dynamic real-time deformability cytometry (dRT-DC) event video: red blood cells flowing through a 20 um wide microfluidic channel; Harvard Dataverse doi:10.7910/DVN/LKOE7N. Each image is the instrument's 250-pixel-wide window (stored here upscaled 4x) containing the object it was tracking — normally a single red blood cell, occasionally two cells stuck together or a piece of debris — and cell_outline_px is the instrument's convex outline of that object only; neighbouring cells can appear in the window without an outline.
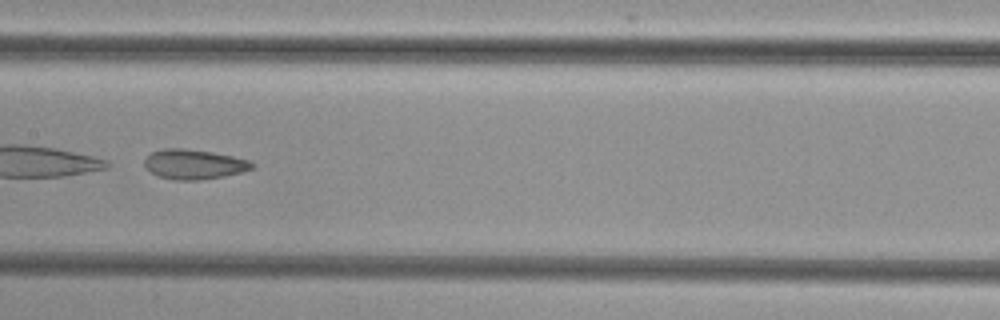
{"species": "common noctule bat (a hibernating species)", "species_latin": "Nyctalus noctula", "temperature_condition": "cold", "stored_images_in_passage": 35, "camera_frame_rate_fps": 3000, "um_per_image_px": 0.085, "animal": {"sex": "female", "body_mass_g": 29.2, "forearm_length_mm": 56.3}, "frame": {"image": 1, "passage_image": 16, "time_ms": 5.0, "image_size_px": [1000, 320], "cell_outline_px": [[256, 164], [252, 168], [240, 172], [224, 176], [200, 180], [172, 180], [156, 176], [144, 164], [144, 160], [152, 152], [164, 148], [180, 148], [212, 152], [232, 156], [248, 160]], "centroid_in_image_um": [16.47, 13.97], "position_along_channel_um": 190.9, "area_um2": 18.55}}